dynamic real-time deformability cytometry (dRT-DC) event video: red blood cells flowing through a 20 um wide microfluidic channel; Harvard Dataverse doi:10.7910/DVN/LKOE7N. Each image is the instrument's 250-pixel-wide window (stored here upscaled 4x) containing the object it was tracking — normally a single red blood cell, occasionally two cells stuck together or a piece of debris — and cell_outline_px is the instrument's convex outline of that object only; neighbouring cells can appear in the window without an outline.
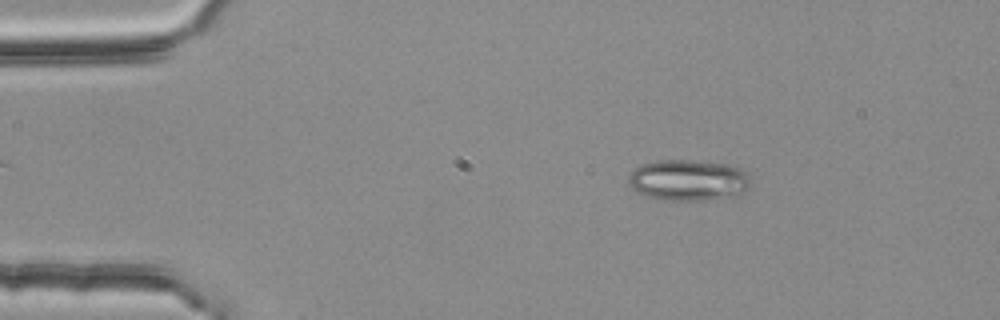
{"species": "common noctule bat (a hibernating species)", "species_latin": "Nyctalus noctula", "temperature_condition": "room temperature", "stored_images_in_passage": 53, "segment_of_instrument_passage": [1, 2], "camera_frame_rate_fps": 3000, "um_per_image_px": 0.085, "animal": {"sex": "female", "body_mass_g": 25.1}, "frame": {"image": 1, "passage_image": 8, "time_ms": 2.333, "image_size_px": [1000, 320], "cell_outline_px": [[752, 184], [744, 192], [736, 196], [704, 200], [664, 200], [644, 196], [636, 192], [628, 184], [628, 176], [640, 164], [656, 160], [696, 160], [736, 164], [748, 172], [752, 180]], "centroid_in_image_um": [58.57, 15.3], "position_along_channel_um": 26.4, "area_um2": 30.17}}